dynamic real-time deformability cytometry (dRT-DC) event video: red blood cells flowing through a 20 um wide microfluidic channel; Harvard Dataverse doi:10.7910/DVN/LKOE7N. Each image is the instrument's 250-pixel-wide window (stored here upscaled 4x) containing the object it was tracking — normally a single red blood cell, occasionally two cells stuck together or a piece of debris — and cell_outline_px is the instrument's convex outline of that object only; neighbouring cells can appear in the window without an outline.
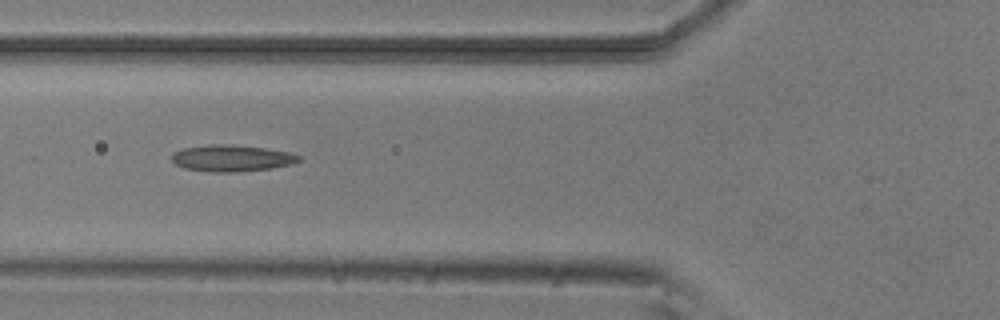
{"species": "common noctule bat (a hibernating species)", "species_latin": "Nyctalus noctula", "temperature_condition": "room temperature", "stored_images_in_passage": 4, "camera_frame_rate_fps": 3000, "um_per_image_px": 0.085, "animal": {"sex": "male", "body_mass_g": 20.5, "forearm_length_mm": 52.5}, "frame": {"image": 1, "passage_image": 2, "time_ms": 1.0, "image_size_px": [1000, 320], "cell_outline_px": [[304, 160], [292, 164], [272, 168], [236, 172], [212, 172], [184, 168], [176, 164], [172, 160], [172, 156], [176, 152], [184, 148], [208, 144], [224, 144], [264, 148], [288, 152], [300, 156]], "centroid_in_image_um": [19.73, 13.45], "position_along_channel_um": 106.1, "area_um2": 19.54}}
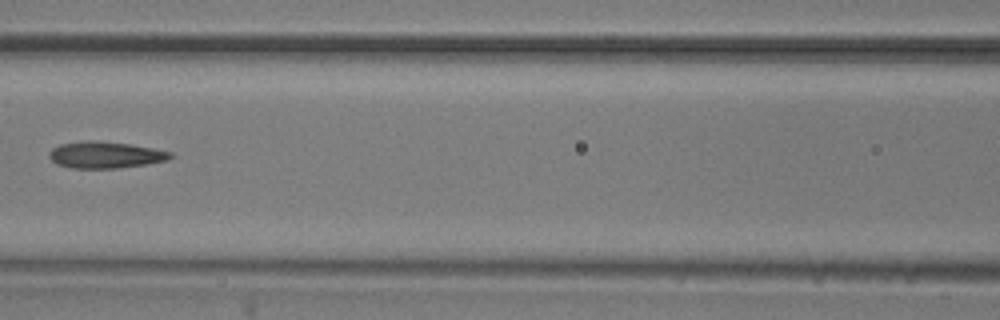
{"frame": {"image": 2, "passage_image": 3, "time_ms": 2.333, "image_size_px": [1000, 320], "cell_outline_px": [[172, 156], [168, 160], [144, 164], [116, 168], [72, 168], [56, 164], [48, 156], [48, 152], [52, 148], [60, 144], [80, 140], [96, 140], [128, 144], [152, 148], [172, 152]], "centroid_in_image_um": [8.89, 13.15], "position_along_channel_um": 157.7, "area_um2": 18.79}}
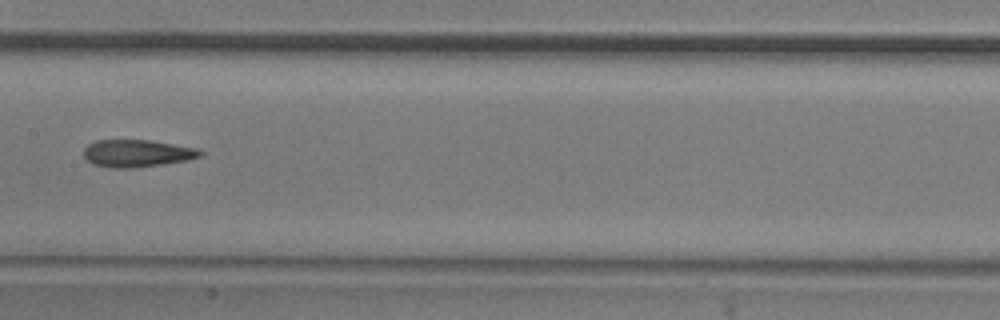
{"frame": {"image": 3, "passage_image": 4, "time_ms": 3.333, "image_size_px": [1000, 320], "cell_outline_px": [[204, 152], [200, 156], [188, 160], [164, 164], [132, 168], [112, 168], [92, 164], [84, 156], [84, 148], [88, 144], [96, 140], [148, 140], [196, 148]], "centroid_in_image_um": [11.63, 13.04], "position_along_channel_um": 195.8, "area_um2": 18.5}}